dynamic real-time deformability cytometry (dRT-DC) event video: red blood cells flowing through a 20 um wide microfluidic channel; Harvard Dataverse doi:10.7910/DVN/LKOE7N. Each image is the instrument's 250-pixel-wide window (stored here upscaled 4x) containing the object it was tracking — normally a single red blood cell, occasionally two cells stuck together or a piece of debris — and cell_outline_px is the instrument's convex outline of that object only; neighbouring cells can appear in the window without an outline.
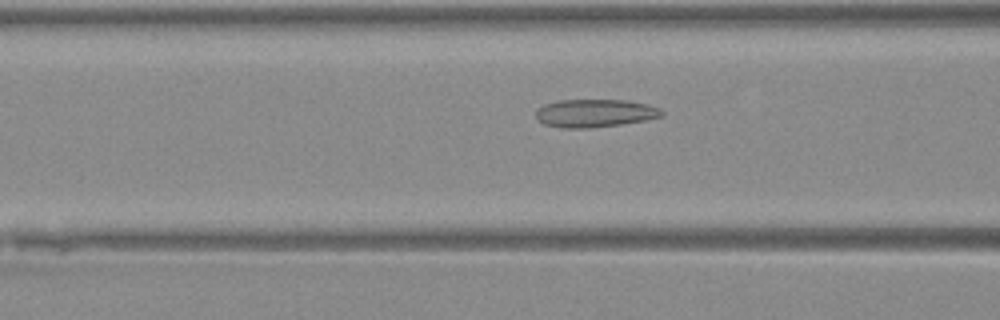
{"species": "Egyptian fruit bat (a non-hibernating species)", "species_latin": "Rousettus aegyptiacus", "temperature_condition": "warm", "stored_images_in_passage": 35, "camera_frame_rate_fps": 3000, "um_per_image_px": 0.085, "animal": {"sex": "female"}, "frame": {"image": 1, "passage_image": 7, "time_ms": 2.0, "image_size_px": [1000, 320], "cell_outline_px": [[664, 116], [644, 120], [620, 124], [592, 128], [564, 128], [544, 124], [536, 116], [536, 112], [544, 104], [556, 100], [624, 100], [644, 104], [660, 108], [664, 112]], "centroid_in_image_um": [50.57, 9.62], "position_along_channel_um": 116.0, "area_um2": 20.35}}
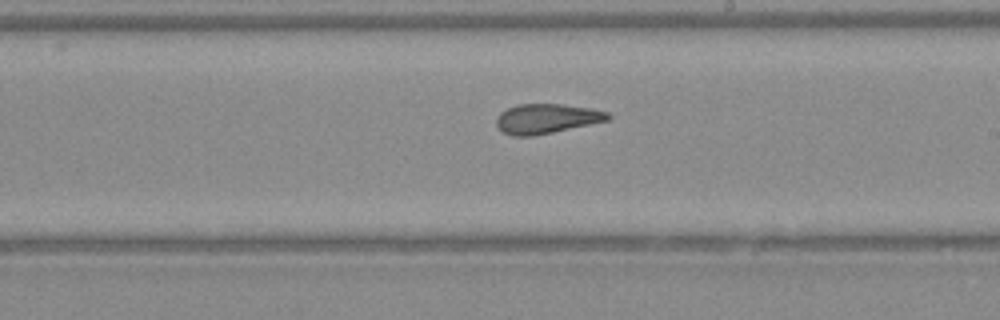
{"frame": {"image": 2, "passage_image": 16, "time_ms": 5.0, "image_size_px": [1000, 320], "cell_outline_px": [[612, 116], [608, 120], [552, 132], [532, 136], [512, 136], [504, 132], [496, 124], [496, 116], [500, 112], [516, 104], [560, 104], [592, 108], [608, 112]], "centroid_in_image_um": [46.44, 10.07], "position_along_channel_um": 242.6, "area_um2": 19.19}}
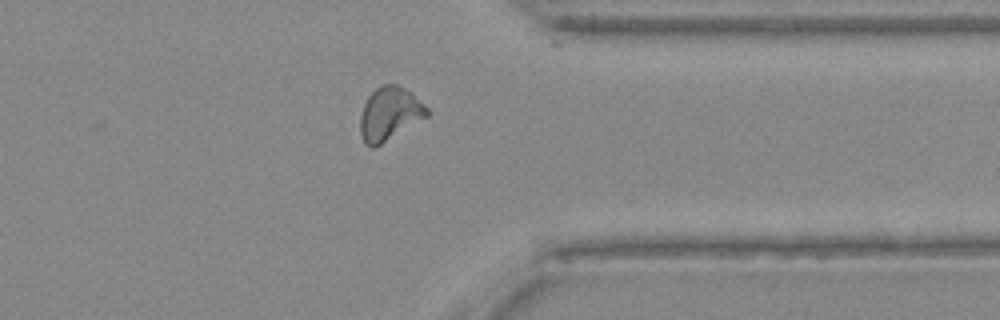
{"frame": {"image": 3, "passage_image": 26, "time_ms": 8.333, "image_size_px": [1000, 320], "cell_outline_px": [[432, 112], [428, 116], [376, 148], [372, 148], [364, 144], [360, 132], [360, 116], [364, 104], [368, 96], [380, 84], [396, 84], [412, 92]], "centroid_in_image_um": [33.12, 9.68], "position_along_channel_um": 378.3, "area_um2": 21.1}}